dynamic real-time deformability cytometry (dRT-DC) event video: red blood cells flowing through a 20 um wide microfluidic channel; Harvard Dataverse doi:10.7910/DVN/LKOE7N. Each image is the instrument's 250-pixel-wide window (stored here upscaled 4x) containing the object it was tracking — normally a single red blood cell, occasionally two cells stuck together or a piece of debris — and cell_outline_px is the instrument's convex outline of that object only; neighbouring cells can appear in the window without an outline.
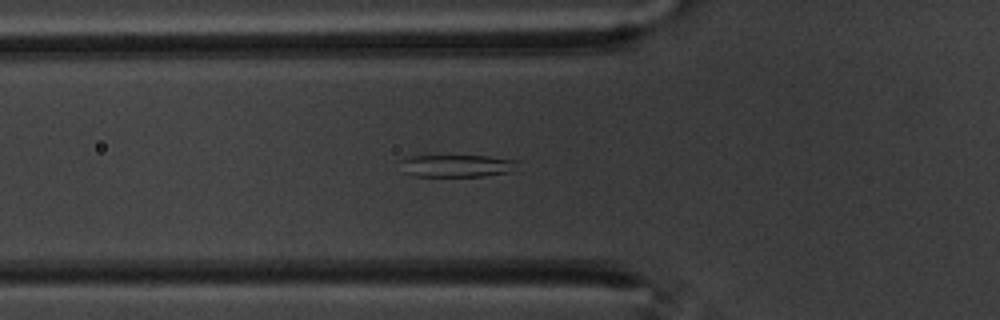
{"species": "common noctule bat (a hibernating species)", "species_latin": "Nyctalus noctula", "temperature_condition": "warm", "stored_images_in_passage": 40, "camera_frame_rate_fps": 3000, "um_per_image_px": 0.085, "animal": {"sex": "male", "body_mass_g": 20.1, "forearm_length_mm": 53.5}, "frame": {"image": 1, "passage_image": 3, "time_ms": 0.667, "image_size_px": [1000, 320], "cell_outline_px": [[520, 160], [512, 172], [484, 176], [412, 176], [400, 172], [400, 160], [412, 156], [488, 156]], "centroid_in_image_um": [38.81, 14.1], "position_along_channel_um": 87.0, "area_um2": 15.55}}
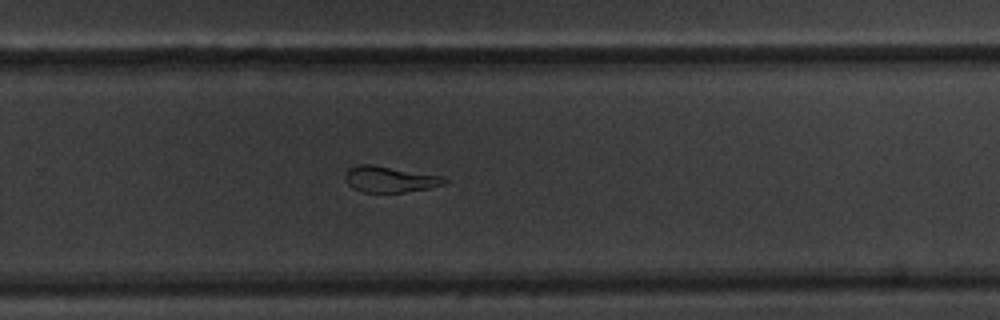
{"frame": {"image": 2, "passage_image": 21, "time_ms": 6.667, "image_size_px": [1000, 320], "cell_outline_px": [[448, 184], [428, 188], [404, 192], [360, 192], [352, 188], [344, 180], [344, 176], [348, 168], [360, 164], [372, 164], [444, 176], [448, 180]], "centroid_in_image_um": [33.14, 15.23], "position_along_channel_um": 296.7, "area_um2": 15.32}}
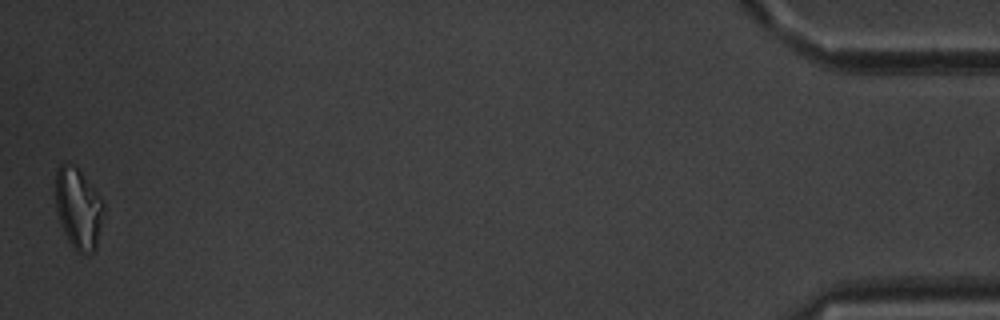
{"frame": {"image": 3, "passage_image": 40, "time_ms": 13.0, "image_size_px": [1000, 320], "cell_outline_px": [[104, 208], [96, 248], [92, 252], [84, 256], [76, 252], [68, 240], [64, 232], [56, 208], [56, 168], [60, 164], [68, 160], [80, 172], [104, 204]], "centroid_in_image_um": [6.64, 17.74], "position_along_channel_um": 428.6, "area_um2": 22.37}, "authors_computed_cell_mechanics": {"area_um2": 16.3863, "velocity_mm_per_s": 3.4951, "shape_relaxation_time_tau1_ms": null, "shape_relaxation_time_tau2_ms": 4.5486, "deformation_change_tau1": null, "deformation_change_tau2": 0.1275}}